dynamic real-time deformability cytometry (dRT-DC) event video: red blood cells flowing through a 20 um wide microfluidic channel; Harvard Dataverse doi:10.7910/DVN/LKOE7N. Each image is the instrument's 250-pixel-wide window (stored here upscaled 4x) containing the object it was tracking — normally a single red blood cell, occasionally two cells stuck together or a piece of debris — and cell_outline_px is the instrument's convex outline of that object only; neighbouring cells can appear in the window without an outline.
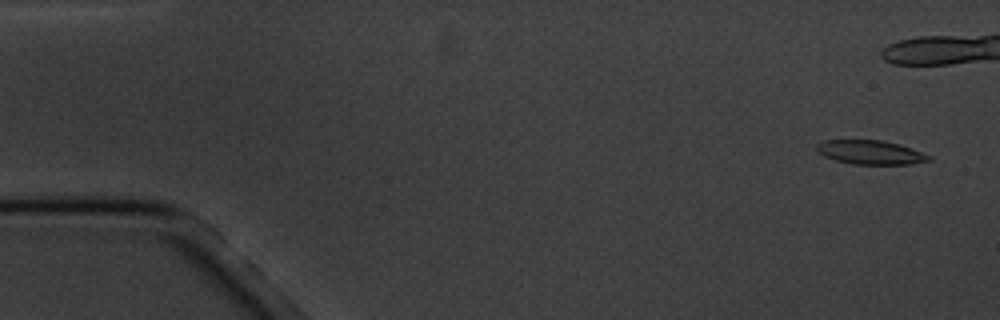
{"species": "common noctule bat (a hibernating species)", "species_latin": "Nyctalus noctula", "temperature_condition": "cold", "stored_images_in_passage": 9, "camera_frame_rate_fps": 3000, "um_per_image_px": 0.085, "animal": {"sex": "male", "body_mass_g": 20.1, "forearm_length_mm": 53.5}, "frame": {"image": 1, "passage_image": 1, "time_ms": 0.0, "image_size_px": [1000, 320], "cell_outline_px": [[932, 160], [912, 164], [852, 164], [836, 160], [824, 156], [816, 148], [816, 144], [824, 140], [880, 140], [900, 144], [932, 156]], "centroid_in_image_um": [74.02, 12.95], "position_along_channel_um": 11.0, "area_um2": 15.66}}
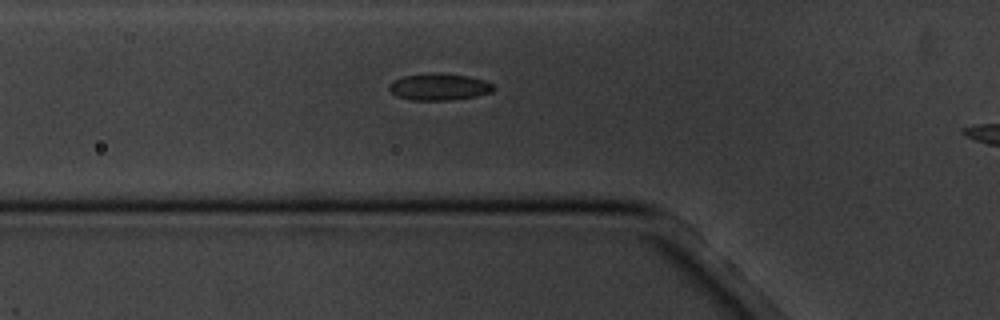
{"frame": {"image": 2, "passage_image": 9, "time_ms": 9.0, "image_size_px": [1000, 320], "cell_outline_px": [[496, 88], [492, 92], [476, 96], [452, 100], [412, 100], [396, 96], [388, 88], [388, 84], [392, 80], [404, 76], [432, 72], [436, 72], [468, 76], [484, 80], [492, 84]], "centroid_in_image_um": [37.31, 7.38], "position_along_channel_um": 88.5, "area_um2": 16.47}}